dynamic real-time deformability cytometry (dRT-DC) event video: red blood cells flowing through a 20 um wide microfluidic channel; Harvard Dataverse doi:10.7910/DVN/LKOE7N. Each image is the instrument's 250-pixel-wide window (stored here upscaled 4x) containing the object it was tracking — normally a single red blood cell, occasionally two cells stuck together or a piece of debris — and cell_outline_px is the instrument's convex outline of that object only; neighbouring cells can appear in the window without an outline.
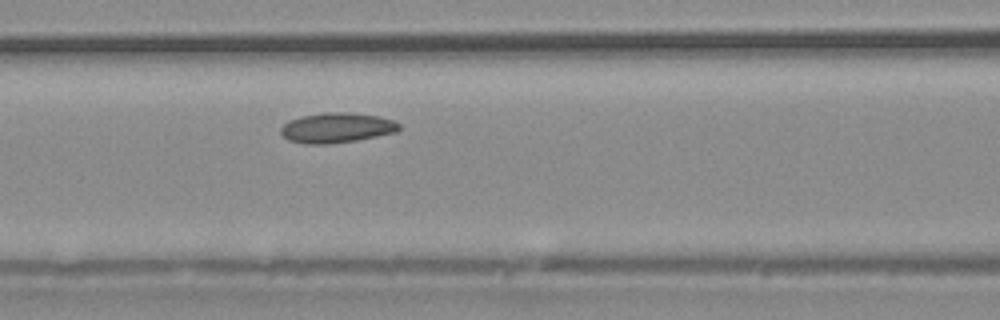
{"species": "common noctule bat (a hibernating species)", "species_latin": "Nyctalus noctula", "temperature_condition": "warm", "stored_images_in_passage": 6, "camera_frame_rate_fps": 3000, "um_per_image_px": 0.085, "animal": {"sex": "male", "body_mass_g": 20.4}, "frame": {"image": 1, "passage_image": 6, "time_ms": 6.667, "image_size_px": [1000, 320], "cell_outline_px": [[400, 128], [396, 132], [356, 140], [328, 144], [304, 144], [288, 140], [280, 132], [280, 128], [288, 120], [300, 116], [324, 112], [348, 112], [380, 116], [392, 120], [400, 124]], "centroid_in_image_um": [28.59, 10.85], "position_along_channel_um": 138.0, "area_um2": 20.81}}